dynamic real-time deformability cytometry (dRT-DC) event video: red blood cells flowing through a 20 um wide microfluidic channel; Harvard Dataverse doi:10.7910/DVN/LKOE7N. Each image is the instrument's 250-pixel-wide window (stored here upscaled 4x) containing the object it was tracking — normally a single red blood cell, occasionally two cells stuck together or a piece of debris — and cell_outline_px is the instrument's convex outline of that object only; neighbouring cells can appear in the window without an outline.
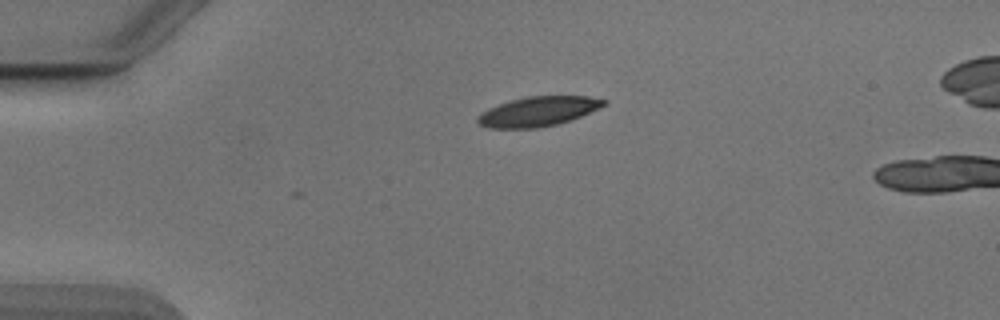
{"species": "Egyptian fruit bat (a non-hibernating species)", "species_latin": "Rousettus aegyptiacus", "temperature_condition": "cold", "stored_images_in_passage": 4, "camera_frame_rate_fps": 3000, "um_per_image_px": 0.085, "animal": {"sex": "male"}, "frame": {"image": 1, "passage_image": 1, "time_ms": 0.0, "image_size_px": [1000, 320], "cell_outline_px": [[608, 104], [600, 108], [572, 120], [540, 128], [488, 128], [480, 124], [476, 120], [476, 116], [480, 112], [488, 108], [512, 100], [528, 96], [588, 96], [608, 100]], "centroid_in_image_um": [45.76, 9.47], "position_along_channel_um": 39.2, "area_um2": 21.96}}